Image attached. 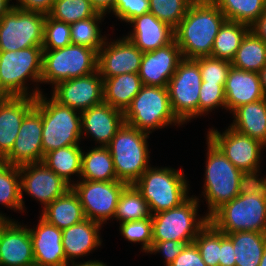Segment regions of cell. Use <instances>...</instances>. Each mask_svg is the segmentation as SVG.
I'll list each match as a JSON object with an SVG mask.
<instances>
[{
  "label": "cell",
  "instance_id": "6da1fadb",
  "mask_svg": "<svg viewBox=\"0 0 266 266\" xmlns=\"http://www.w3.org/2000/svg\"><path fill=\"white\" fill-rule=\"evenodd\" d=\"M225 15L211 0H195L174 29V40L185 59L211 56Z\"/></svg>",
  "mask_w": 266,
  "mask_h": 266
},
{
  "label": "cell",
  "instance_id": "7a4b0ae2",
  "mask_svg": "<svg viewBox=\"0 0 266 266\" xmlns=\"http://www.w3.org/2000/svg\"><path fill=\"white\" fill-rule=\"evenodd\" d=\"M34 107L42 116L43 158L49 151L80 144L79 140L82 138L80 111L61 105L53 98L47 100L43 93L35 98Z\"/></svg>",
  "mask_w": 266,
  "mask_h": 266
},
{
  "label": "cell",
  "instance_id": "3957f363",
  "mask_svg": "<svg viewBox=\"0 0 266 266\" xmlns=\"http://www.w3.org/2000/svg\"><path fill=\"white\" fill-rule=\"evenodd\" d=\"M43 48L30 47L17 51H0V89L6 96L37 97L39 88L28 90L27 83H41Z\"/></svg>",
  "mask_w": 266,
  "mask_h": 266
},
{
  "label": "cell",
  "instance_id": "277c9868",
  "mask_svg": "<svg viewBox=\"0 0 266 266\" xmlns=\"http://www.w3.org/2000/svg\"><path fill=\"white\" fill-rule=\"evenodd\" d=\"M148 133L124 123L107 146L113 158L117 181L133 185L150 167Z\"/></svg>",
  "mask_w": 266,
  "mask_h": 266
},
{
  "label": "cell",
  "instance_id": "5b68a950",
  "mask_svg": "<svg viewBox=\"0 0 266 266\" xmlns=\"http://www.w3.org/2000/svg\"><path fill=\"white\" fill-rule=\"evenodd\" d=\"M133 185L148 203L152 215L177 207L189 197V184L182 169L150 166Z\"/></svg>",
  "mask_w": 266,
  "mask_h": 266
},
{
  "label": "cell",
  "instance_id": "8992f818",
  "mask_svg": "<svg viewBox=\"0 0 266 266\" xmlns=\"http://www.w3.org/2000/svg\"><path fill=\"white\" fill-rule=\"evenodd\" d=\"M124 122L148 134L172 124H183L173 113L167 87L146 85L124 112Z\"/></svg>",
  "mask_w": 266,
  "mask_h": 266
},
{
  "label": "cell",
  "instance_id": "52a82bcc",
  "mask_svg": "<svg viewBox=\"0 0 266 266\" xmlns=\"http://www.w3.org/2000/svg\"><path fill=\"white\" fill-rule=\"evenodd\" d=\"M207 159L203 196L207 201L210 218L224 204L239 195L240 171L224 154L209 140H206Z\"/></svg>",
  "mask_w": 266,
  "mask_h": 266
},
{
  "label": "cell",
  "instance_id": "ba28073f",
  "mask_svg": "<svg viewBox=\"0 0 266 266\" xmlns=\"http://www.w3.org/2000/svg\"><path fill=\"white\" fill-rule=\"evenodd\" d=\"M209 221L223 233H266V194L238 195L219 208Z\"/></svg>",
  "mask_w": 266,
  "mask_h": 266
},
{
  "label": "cell",
  "instance_id": "9c48e42d",
  "mask_svg": "<svg viewBox=\"0 0 266 266\" xmlns=\"http://www.w3.org/2000/svg\"><path fill=\"white\" fill-rule=\"evenodd\" d=\"M98 52L70 44L54 50H43L41 83H57L97 71Z\"/></svg>",
  "mask_w": 266,
  "mask_h": 266
},
{
  "label": "cell",
  "instance_id": "30bf717a",
  "mask_svg": "<svg viewBox=\"0 0 266 266\" xmlns=\"http://www.w3.org/2000/svg\"><path fill=\"white\" fill-rule=\"evenodd\" d=\"M199 199L193 195L179 206L153 214V241H181L193 243L198 232L209 222L205 215L197 217Z\"/></svg>",
  "mask_w": 266,
  "mask_h": 266
},
{
  "label": "cell",
  "instance_id": "8fae6325",
  "mask_svg": "<svg viewBox=\"0 0 266 266\" xmlns=\"http://www.w3.org/2000/svg\"><path fill=\"white\" fill-rule=\"evenodd\" d=\"M46 15L14 7L0 21V51L42 47Z\"/></svg>",
  "mask_w": 266,
  "mask_h": 266
},
{
  "label": "cell",
  "instance_id": "7c38bea8",
  "mask_svg": "<svg viewBox=\"0 0 266 266\" xmlns=\"http://www.w3.org/2000/svg\"><path fill=\"white\" fill-rule=\"evenodd\" d=\"M201 83L199 64L183 58L167 85L173 113L183 124L198 117Z\"/></svg>",
  "mask_w": 266,
  "mask_h": 266
},
{
  "label": "cell",
  "instance_id": "4fadbf2b",
  "mask_svg": "<svg viewBox=\"0 0 266 266\" xmlns=\"http://www.w3.org/2000/svg\"><path fill=\"white\" fill-rule=\"evenodd\" d=\"M127 186L121 181L79 180L71 188L77 194L83 207L86 219L101 225L115 216L121 192Z\"/></svg>",
  "mask_w": 266,
  "mask_h": 266
},
{
  "label": "cell",
  "instance_id": "5bb4252c",
  "mask_svg": "<svg viewBox=\"0 0 266 266\" xmlns=\"http://www.w3.org/2000/svg\"><path fill=\"white\" fill-rule=\"evenodd\" d=\"M207 134V139L240 171L260 169L261 151L266 148L260 141L243 135L231 127L223 133L213 128Z\"/></svg>",
  "mask_w": 266,
  "mask_h": 266
},
{
  "label": "cell",
  "instance_id": "9a60e30c",
  "mask_svg": "<svg viewBox=\"0 0 266 266\" xmlns=\"http://www.w3.org/2000/svg\"><path fill=\"white\" fill-rule=\"evenodd\" d=\"M21 201L25 210L23 192L43 204V209L64 195L71 186L43 162L19 166Z\"/></svg>",
  "mask_w": 266,
  "mask_h": 266
},
{
  "label": "cell",
  "instance_id": "2e32d148",
  "mask_svg": "<svg viewBox=\"0 0 266 266\" xmlns=\"http://www.w3.org/2000/svg\"><path fill=\"white\" fill-rule=\"evenodd\" d=\"M53 88L51 96L55 101L80 112L103 102V78L98 70L61 81Z\"/></svg>",
  "mask_w": 266,
  "mask_h": 266
},
{
  "label": "cell",
  "instance_id": "e0dca14e",
  "mask_svg": "<svg viewBox=\"0 0 266 266\" xmlns=\"http://www.w3.org/2000/svg\"><path fill=\"white\" fill-rule=\"evenodd\" d=\"M2 161L17 167L43 161L42 116L35 107L24 117L14 146Z\"/></svg>",
  "mask_w": 266,
  "mask_h": 266
},
{
  "label": "cell",
  "instance_id": "ac0fdd59",
  "mask_svg": "<svg viewBox=\"0 0 266 266\" xmlns=\"http://www.w3.org/2000/svg\"><path fill=\"white\" fill-rule=\"evenodd\" d=\"M143 52L126 36L105 41L98 51L97 70L103 79L120 74L139 73Z\"/></svg>",
  "mask_w": 266,
  "mask_h": 266
},
{
  "label": "cell",
  "instance_id": "d6986e66",
  "mask_svg": "<svg viewBox=\"0 0 266 266\" xmlns=\"http://www.w3.org/2000/svg\"><path fill=\"white\" fill-rule=\"evenodd\" d=\"M12 220H0V266H31L35 260L29 228Z\"/></svg>",
  "mask_w": 266,
  "mask_h": 266
},
{
  "label": "cell",
  "instance_id": "ffe728a7",
  "mask_svg": "<svg viewBox=\"0 0 266 266\" xmlns=\"http://www.w3.org/2000/svg\"><path fill=\"white\" fill-rule=\"evenodd\" d=\"M182 59L181 50L175 40L154 51L143 53L138 73L142 84L167 87Z\"/></svg>",
  "mask_w": 266,
  "mask_h": 266
},
{
  "label": "cell",
  "instance_id": "44dd1931",
  "mask_svg": "<svg viewBox=\"0 0 266 266\" xmlns=\"http://www.w3.org/2000/svg\"><path fill=\"white\" fill-rule=\"evenodd\" d=\"M124 123V112L105 102L81 112L82 135L89 134L98 146L107 147Z\"/></svg>",
  "mask_w": 266,
  "mask_h": 266
},
{
  "label": "cell",
  "instance_id": "7402d4cb",
  "mask_svg": "<svg viewBox=\"0 0 266 266\" xmlns=\"http://www.w3.org/2000/svg\"><path fill=\"white\" fill-rule=\"evenodd\" d=\"M39 223L30 229L35 264L42 266H69L62 245V230L39 217Z\"/></svg>",
  "mask_w": 266,
  "mask_h": 266
},
{
  "label": "cell",
  "instance_id": "603a6c76",
  "mask_svg": "<svg viewBox=\"0 0 266 266\" xmlns=\"http://www.w3.org/2000/svg\"><path fill=\"white\" fill-rule=\"evenodd\" d=\"M34 105L35 97L7 96L0 102V161L10 153L23 119Z\"/></svg>",
  "mask_w": 266,
  "mask_h": 266
},
{
  "label": "cell",
  "instance_id": "cb8c5ba5",
  "mask_svg": "<svg viewBox=\"0 0 266 266\" xmlns=\"http://www.w3.org/2000/svg\"><path fill=\"white\" fill-rule=\"evenodd\" d=\"M226 110L264 99L265 94L257 72L245 71L231 66L224 86Z\"/></svg>",
  "mask_w": 266,
  "mask_h": 266
},
{
  "label": "cell",
  "instance_id": "d4e9b609",
  "mask_svg": "<svg viewBox=\"0 0 266 266\" xmlns=\"http://www.w3.org/2000/svg\"><path fill=\"white\" fill-rule=\"evenodd\" d=\"M129 23L133 25V30L126 37L143 53L166 46L174 40V29L151 13L137 16Z\"/></svg>",
  "mask_w": 266,
  "mask_h": 266
},
{
  "label": "cell",
  "instance_id": "484cf974",
  "mask_svg": "<svg viewBox=\"0 0 266 266\" xmlns=\"http://www.w3.org/2000/svg\"><path fill=\"white\" fill-rule=\"evenodd\" d=\"M101 226L93 220L85 219L62 230V245L69 263L73 262V259L88 255L92 250L101 246L99 234Z\"/></svg>",
  "mask_w": 266,
  "mask_h": 266
},
{
  "label": "cell",
  "instance_id": "4316f807",
  "mask_svg": "<svg viewBox=\"0 0 266 266\" xmlns=\"http://www.w3.org/2000/svg\"><path fill=\"white\" fill-rule=\"evenodd\" d=\"M40 215L47 223L56 226L60 230L86 219L80 200L72 188L47 205Z\"/></svg>",
  "mask_w": 266,
  "mask_h": 266
},
{
  "label": "cell",
  "instance_id": "83f0119b",
  "mask_svg": "<svg viewBox=\"0 0 266 266\" xmlns=\"http://www.w3.org/2000/svg\"><path fill=\"white\" fill-rule=\"evenodd\" d=\"M231 128L266 146V98L236 108Z\"/></svg>",
  "mask_w": 266,
  "mask_h": 266
},
{
  "label": "cell",
  "instance_id": "f1b7e54d",
  "mask_svg": "<svg viewBox=\"0 0 266 266\" xmlns=\"http://www.w3.org/2000/svg\"><path fill=\"white\" fill-rule=\"evenodd\" d=\"M142 86L138 73L120 74L103 79V102L125 112Z\"/></svg>",
  "mask_w": 266,
  "mask_h": 266
},
{
  "label": "cell",
  "instance_id": "f546056e",
  "mask_svg": "<svg viewBox=\"0 0 266 266\" xmlns=\"http://www.w3.org/2000/svg\"><path fill=\"white\" fill-rule=\"evenodd\" d=\"M225 234L232 240L235 266H259L266 247V233L240 231Z\"/></svg>",
  "mask_w": 266,
  "mask_h": 266
},
{
  "label": "cell",
  "instance_id": "4dcf8cb0",
  "mask_svg": "<svg viewBox=\"0 0 266 266\" xmlns=\"http://www.w3.org/2000/svg\"><path fill=\"white\" fill-rule=\"evenodd\" d=\"M80 178L89 181L117 180L113 158L108 147L96 145L89 152H82Z\"/></svg>",
  "mask_w": 266,
  "mask_h": 266
},
{
  "label": "cell",
  "instance_id": "1f68e13d",
  "mask_svg": "<svg viewBox=\"0 0 266 266\" xmlns=\"http://www.w3.org/2000/svg\"><path fill=\"white\" fill-rule=\"evenodd\" d=\"M79 145L61 147L44 155L43 163L70 186L71 175H81L82 152Z\"/></svg>",
  "mask_w": 266,
  "mask_h": 266
},
{
  "label": "cell",
  "instance_id": "d6a6232c",
  "mask_svg": "<svg viewBox=\"0 0 266 266\" xmlns=\"http://www.w3.org/2000/svg\"><path fill=\"white\" fill-rule=\"evenodd\" d=\"M231 65L240 70L258 73L266 65V43L249 30L243 37Z\"/></svg>",
  "mask_w": 266,
  "mask_h": 266
},
{
  "label": "cell",
  "instance_id": "836d02e7",
  "mask_svg": "<svg viewBox=\"0 0 266 266\" xmlns=\"http://www.w3.org/2000/svg\"><path fill=\"white\" fill-rule=\"evenodd\" d=\"M249 30L250 27L246 24L225 20L215 37L211 57L231 62Z\"/></svg>",
  "mask_w": 266,
  "mask_h": 266
},
{
  "label": "cell",
  "instance_id": "e575fe53",
  "mask_svg": "<svg viewBox=\"0 0 266 266\" xmlns=\"http://www.w3.org/2000/svg\"><path fill=\"white\" fill-rule=\"evenodd\" d=\"M225 15L226 20L249 27L266 10V0H211Z\"/></svg>",
  "mask_w": 266,
  "mask_h": 266
},
{
  "label": "cell",
  "instance_id": "d590c367",
  "mask_svg": "<svg viewBox=\"0 0 266 266\" xmlns=\"http://www.w3.org/2000/svg\"><path fill=\"white\" fill-rule=\"evenodd\" d=\"M0 204L14 211H23L19 167L0 161ZM0 220H9L0 213Z\"/></svg>",
  "mask_w": 266,
  "mask_h": 266
},
{
  "label": "cell",
  "instance_id": "8d00e7d4",
  "mask_svg": "<svg viewBox=\"0 0 266 266\" xmlns=\"http://www.w3.org/2000/svg\"><path fill=\"white\" fill-rule=\"evenodd\" d=\"M148 203L134 185H127L120 194L114 218L119 223L151 218Z\"/></svg>",
  "mask_w": 266,
  "mask_h": 266
},
{
  "label": "cell",
  "instance_id": "74e56055",
  "mask_svg": "<svg viewBox=\"0 0 266 266\" xmlns=\"http://www.w3.org/2000/svg\"><path fill=\"white\" fill-rule=\"evenodd\" d=\"M105 14L97 13L95 16L71 23V43L85 46L96 50L97 52L108 40L101 35L99 23L103 20Z\"/></svg>",
  "mask_w": 266,
  "mask_h": 266
},
{
  "label": "cell",
  "instance_id": "f35d334b",
  "mask_svg": "<svg viewBox=\"0 0 266 266\" xmlns=\"http://www.w3.org/2000/svg\"><path fill=\"white\" fill-rule=\"evenodd\" d=\"M97 13L89 0H56L48 15L55 20L71 24L91 18Z\"/></svg>",
  "mask_w": 266,
  "mask_h": 266
},
{
  "label": "cell",
  "instance_id": "ab89813d",
  "mask_svg": "<svg viewBox=\"0 0 266 266\" xmlns=\"http://www.w3.org/2000/svg\"><path fill=\"white\" fill-rule=\"evenodd\" d=\"M195 0H149V13L173 29L185 17L188 8Z\"/></svg>",
  "mask_w": 266,
  "mask_h": 266
},
{
  "label": "cell",
  "instance_id": "60d3db41",
  "mask_svg": "<svg viewBox=\"0 0 266 266\" xmlns=\"http://www.w3.org/2000/svg\"><path fill=\"white\" fill-rule=\"evenodd\" d=\"M194 243L207 266H219L220 231L210 221L198 232Z\"/></svg>",
  "mask_w": 266,
  "mask_h": 266
},
{
  "label": "cell",
  "instance_id": "b9f144b4",
  "mask_svg": "<svg viewBox=\"0 0 266 266\" xmlns=\"http://www.w3.org/2000/svg\"><path fill=\"white\" fill-rule=\"evenodd\" d=\"M71 26L46 15L43 33V50H54L71 44Z\"/></svg>",
  "mask_w": 266,
  "mask_h": 266
},
{
  "label": "cell",
  "instance_id": "7bdbcfd3",
  "mask_svg": "<svg viewBox=\"0 0 266 266\" xmlns=\"http://www.w3.org/2000/svg\"><path fill=\"white\" fill-rule=\"evenodd\" d=\"M119 229L120 234L129 242L141 243L143 252H147L151 248L153 244L151 218L121 223Z\"/></svg>",
  "mask_w": 266,
  "mask_h": 266
},
{
  "label": "cell",
  "instance_id": "ee69618b",
  "mask_svg": "<svg viewBox=\"0 0 266 266\" xmlns=\"http://www.w3.org/2000/svg\"><path fill=\"white\" fill-rule=\"evenodd\" d=\"M199 64L203 82L225 84L231 62L211 56L194 59Z\"/></svg>",
  "mask_w": 266,
  "mask_h": 266
},
{
  "label": "cell",
  "instance_id": "f6af8a7d",
  "mask_svg": "<svg viewBox=\"0 0 266 266\" xmlns=\"http://www.w3.org/2000/svg\"><path fill=\"white\" fill-rule=\"evenodd\" d=\"M225 84H212L208 82L201 83L199 102H198V116L208 114L212 109L222 106L226 109V100L224 93Z\"/></svg>",
  "mask_w": 266,
  "mask_h": 266
},
{
  "label": "cell",
  "instance_id": "bcb514c9",
  "mask_svg": "<svg viewBox=\"0 0 266 266\" xmlns=\"http://www.w3.org/2000/svg\"><path fill=\"white\" fill-rule=\"evenodd\" d=\"M149 0H117L114 7V15L129 24V22L140 15L149 13Z\"/></svg>",
  "mask_w": 266,
  "mask_h": 266
},
{
  "label": "cell",
  "instance_id": "7dc6e473",
  "mask_svg": "<svg viewBox=\"0 0 266 266\" xmlns=\"http://www.w3.org/2000/svg\"><path fill=\"white\" fill-rule=\"evenodd\" d=\"M259 170L242 172L238 187L239 195L266 194V177L258 178Z\"/></svg>",
  "mask_w": 266,
  "mask_h": 266
},
{
  "label": "cell",
  "instance_id": "c3c4849f",
  "mask_svg": "<svg viewBox=\"0 0 266 266\" xmlns=\"http://www.w3.org/2000/svg\"><path fill=\"white\" fill-rule=\"evenodd\" d=\"M186 245H187L186 242L174 241V240L153 241V244L151 248L147 251V253L155 254L157 252L158 253L162 252L165 258V263H166L165 266H168L183 251Z\"/></svg>",
  "mask_w": 266,
  "mask_h": 266
},
{
  "label": "cell",
  "instance_id": "681fc988",
  "mask_svg": "<svg viewBox=\"0 0 266 266\" xmlns=\"http://www.w3.org/2000/svg\"><path fill=\"white\" fill-rule=\"evenodd\" d=\"M168 266H207L203 261L196 244L190 243Z\"/></svg>",
  "mask_w": 266,
  "mask_h": 266
},
{
  "label": "cell",
  "instance_id": "f907efd6",
  "mask_svg": "<svg viewBox=\"0 0 266 266\" xmlns=\"http://www.w3.org/2000/svg\"><path fill=\"white\" fill-rule=\"evenodd\" d=\"M219 266H235V254L232 240L221 231Z\"/></svg>",
  "mask_w": 266,
  "mask_h": 266
},
{
  "label": "cell",
  "instance_id": "816d5d0a",
  "mask_svg": "<svg viewBox=\"0 0 266 266\" xmlns=\"http://www.w3.org/2000/svg\"><path fill=\"white\" fill-rule=\"evenodd\" d=\"M14 7L32 12H40L48 15L56 0H16Z\"/></svg>",
  "mask_w": 266,
  "mask_h": 266
},
{
  "label": "cell",
  "instance_id": "f5cc1de1",
  "mask_svg": "<svg viewBox=\"0 0 266 266\" xmlns=\"http://www.w3.org/2000/svg\"><path fill=\"white\" fill-rule=\"evenodd\" d=\"M250 30L266 43V10L250 26Z\"/></svg>",
  "mask_w": 266,
  "mask_h": 266
},
{
  "label": "cell",
  "instance_id": "db71d44e",
  "mask_svg": "<svg viewBox=\"0 0 266 266\" xmlns=\"http://www.w3.org/2000/svg\"><path fill=\"white\" fill-rule=\"evenodd\" d=\"M97 12L107 14L113 11V7L117 0H89Z\"/></svg>",
  "mask_w": 266,
  "mask_h": 266
},
{
  "label": "cell",
  "instance_id": "11a10c76",
  "mask_svg": "<svg viewBox=\"0 0 266 266\" xmlns=\"http://www.w3.org/2000/svg\"><path fill=\"white\" fill-rule=\"evenodd\" d=\"M10 1L12 0H0V21L14 8V4H10Z\"/></svg>",
  "mask_w": 266,
  "mask_h": 266
},
{
  "label": "cell",
  "instance_id": "9f6ffc18",
  "mask_svg": "<svg viewBox=\"0 0 266 266\" xmlns=\"http://www.w3.org/2000/svg\"><path fill=\"white\" fill-rule=\"evenodd\" d=\"M70 264L72 266H107L106 264H104L103 262H100L98 260H93V261L88 260L86 262L84 261V263H82V262L79 263V262L73 261Z\"/></svg>",
  "mask_w": 266,
  "mask_h": 266
},
{
  "label": "cell",
  "instance_id": "6f0895ef",
  "mask_svg": "<svg viewBox=\"0 0 266 266\" xmlns=\"http://www.w3.org/2000/svg\"><path fill=\"white\" fill-rule=\"evenodd\" d=\"M262 90L266 97V65L258 72Z\"/></svg>",
  "mask_w": 266,
  "mask_h": 266
},
{
  "label": "cell",
  "instance_id": "680465c9",
  "mask_svg": "<svg viewBox=\"0 0 266 266\" xmlns=\"http://www.w3.org/2000/svg\"><path fill=\"white\" fill-rule=\"evenodd\" d=\"M259 266H266V247L264 249L263 256L261 258V262H260Z\"/></svg>",
  "mask_w": 266,
  "mask_h": 266
},
{
  "label": "cell",
  "instance_id": "91938a15",
  "mask_svg": "<svg viewBox=\"0 0 266 266\" xmlns=\"http://www.w3.org/2000/svg\"><path fill=\"white\" fill-rule=\"evenodd\" d=\"M7 96L5 93L0 89V102H2Z\"/></svg>",
  "mask_w": 266,
  "mask_h": 266
},
{
  "label": "cell",
  "instance_id": "94428289",
  "mask_svg": "<svg viewBox=\"0 0 266 266\" xmlns=\"http://www.w3.org/2000/svg\"><path fill=\"white\" fill-rule=\"evenodd\" d=\"M31 266H42V265H37V264L34 263V264H32Z\"/></svg>",
  "mask_w": 266,
  "mask_h": 266
}]
</instances>
